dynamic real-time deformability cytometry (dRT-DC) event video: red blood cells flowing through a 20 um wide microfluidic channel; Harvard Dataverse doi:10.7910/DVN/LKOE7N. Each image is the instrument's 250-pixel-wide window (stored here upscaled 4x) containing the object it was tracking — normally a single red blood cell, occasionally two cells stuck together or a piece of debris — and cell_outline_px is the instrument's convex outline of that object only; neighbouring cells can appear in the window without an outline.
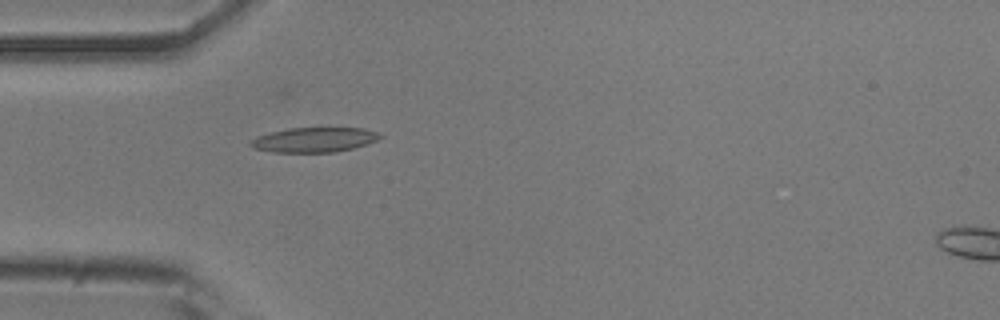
{"species": "common noctule bat (a hibernating species)", "species_latin": "Nyctalus noctula", "temperature_condition": "room temperature", "stored_images_in_passage": 5, "camera_frame_rate_fps": 3000, "um_per_image_px": 0.085, "animal": {"sex": "male", "body_mass_g": 20.5, "forearm_length_mm": 52.5}, "frame": {"image": 1, "passage_image": 1, "time_ms": 0.0, "image_size_px": [1000, 320], "cell_outline_px": [[384, 136], [376, 140], [352, 148], [332, 152], [272, 152], [256, 148], [248, 144], [248, 140], [256, 136], [288, 128], [364, 128], [376, 132]], "centroid_in_image_um": [26.66, 11.87], "position_along_channel_um": 58.3, "area_um2": 18.5}}